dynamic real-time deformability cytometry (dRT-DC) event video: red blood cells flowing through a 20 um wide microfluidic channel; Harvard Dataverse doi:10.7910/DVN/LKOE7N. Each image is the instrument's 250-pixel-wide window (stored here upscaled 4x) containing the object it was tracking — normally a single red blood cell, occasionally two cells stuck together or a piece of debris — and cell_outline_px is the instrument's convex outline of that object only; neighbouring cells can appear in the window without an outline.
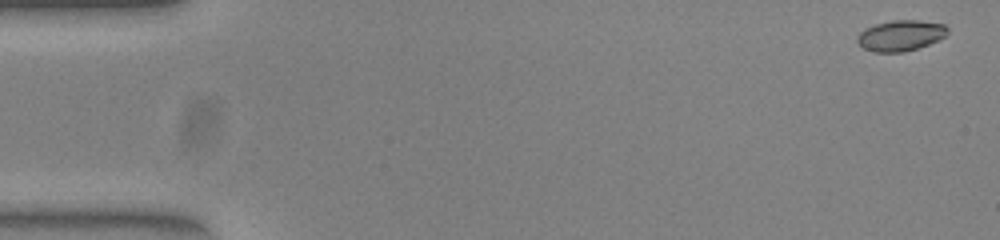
{"species": "common noctule bat (a hibernating species)", "species_latin": "Nyctalus noctula", "temperature_condition": "warm", "stored_images_in_passage": 52, "camera_frame_rate_fps": 3000, "um_per_image_px": 0.085, "animal": {"sex": "female", "body_mass_g": 23.0, "forearm_length_mm": 53.4}, "frame": {"image": 1, "passage_image": 1, "time_ms": 0.0, "image_size_px": [1000, 240], "cell_outline_px": [[948, 32], [944, 36], [928, 44], [904, 52], [872, 52], [864, 48], [856, 40], [860, 32], [864, 28], [876, 24], [892, 20], [916, 20], [944, 24], [948, 28]], "centroid_in_image_um": [76.53, 3.01], "position_along_channel_um": 8.5, "area_um2": 16.01}}
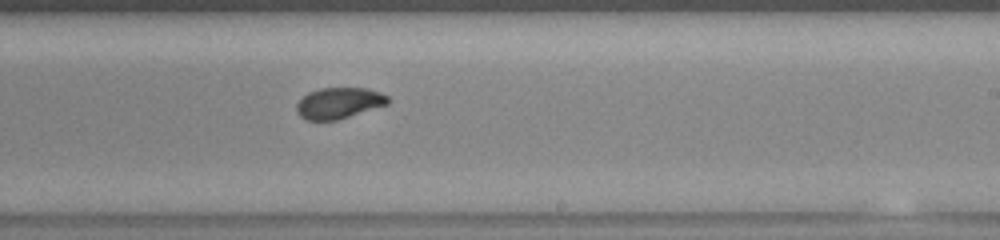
{"frame": {"image": 2, "passage_image": 31, "time_ms": 10.0, "image_size_px": [1000, 240], "cell_outline_px": [[388, 104], [336, 120], [304, 120], [296, 112], [296, 104], [308, 92], [320, 88], [368, 88], [380, 92], [388, 96]], "centroid_in_image_um": [28.78, 8.75], "position_along_channel_um": 260.2, "area_um2": 16.47}}
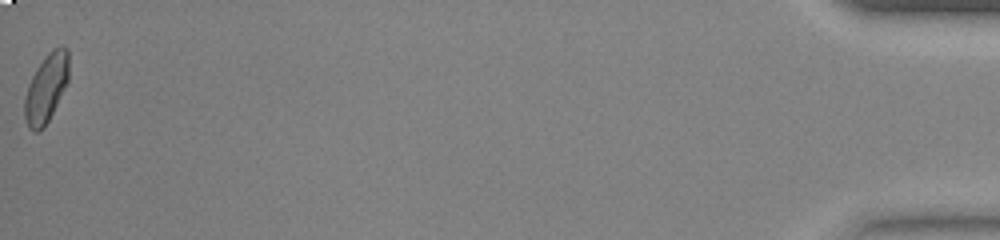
{"frame": {"image": 3, "passage_image": 52, "time_ms": 17.0, "image_size_px": [1000, 240], "cell_outline_px": [[68, 80], [44, 128], [40, 132], [32, 132], [28, 128], [24, 116], [24, 96], [28, 84], [36, 68], [44, 56], [52, 48], [68, 48]], "centroid_in_image_um": [3.88, 7.52], "position_along_channel_um": 431.3, "area_um2": 17.57}, "authors_computed_cell_mechanics": {"area_um2": 16.9354, "velocity_mm_per_s": 3.9238, "shape_relaxation_time_tau1_ms": 5.0078, "shape_relaxation_time_tau2_ms": 1.0092, "deformation_change_tau1": 0.1777, "deformation_change_tau2": 0.0494}}